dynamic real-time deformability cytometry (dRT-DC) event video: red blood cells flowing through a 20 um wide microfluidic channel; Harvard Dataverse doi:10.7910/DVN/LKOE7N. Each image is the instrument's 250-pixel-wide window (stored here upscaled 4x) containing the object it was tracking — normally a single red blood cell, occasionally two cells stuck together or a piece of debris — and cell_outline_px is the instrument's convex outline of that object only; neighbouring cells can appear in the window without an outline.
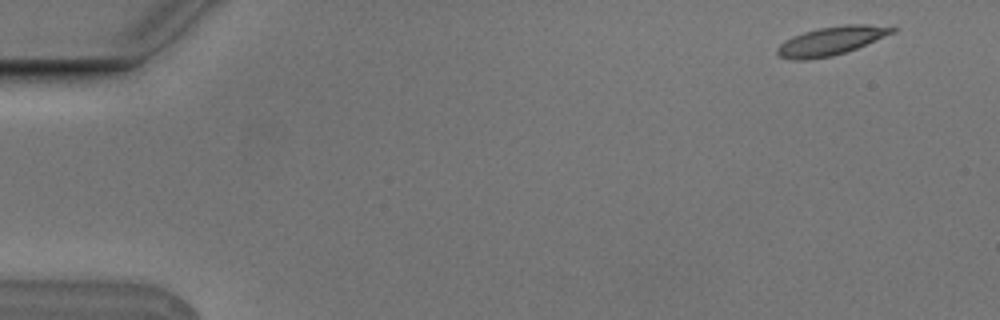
{"species": "Egyptian fruit bat (a non-hibernating species)", "species_latin": "Rousettus aegyptiacus", "temperature_condition": "cold", "stored_images_in_passage": 5, "segment_of_instrument_passage": [1, 2], "camera_frame_rate_fps": 3000, "um_per_image_px": 0.085, "animal": {"sex": "male"}, "frame": {"image": 1, "passage_image": 1, "time_ms": 0.0, "image_size_px": [1000, 320], "cell_outline_px": [[900, 28], [896, 32], [848, 52], [832, 56], [808, 60], [792, 60], [780, 56], [776, 52], [776, 48], [780, 44], [792, 36], [804, 32], [820, 28], [844, 24], [864, 24]], "centroid_in_image_um": [70.67, 3.48], "position_along_channel_um": 14.3, "area_um2": 19.31}}